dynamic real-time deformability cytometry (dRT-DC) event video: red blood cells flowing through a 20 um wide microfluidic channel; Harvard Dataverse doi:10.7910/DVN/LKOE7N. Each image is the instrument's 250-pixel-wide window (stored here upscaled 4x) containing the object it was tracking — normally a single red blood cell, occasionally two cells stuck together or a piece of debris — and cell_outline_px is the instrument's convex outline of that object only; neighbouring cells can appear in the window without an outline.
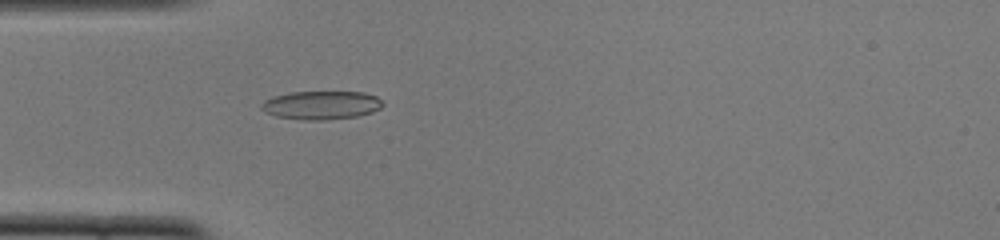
{"species": "common noctule bat (a hibernating species)", "species_latin": "Nyctalus noctula", "temperature_condition": "cold", "stored_images_in_passage": 40, "camera_frame_rate_fps": 3000, "um_per_image_px": 0.085, "animal": {"sex": "female", "body_mass_g": 22.0, "forearm_length_mm": 56.7}, "frame": {"image": 1, "passage_image": 4, "time_ms": 1.0, "image_size_px": [1000, 240], "cell_outline_px": [[384, 104], [380, 108], [372, 112], [356, 116], [324, 120], [304, 120], [276, 116], [264, 112], [260, 108], [260, 104], [264, 100], [272, 96], [288, 92], [364, 92], [376, 96], [384, 100]], "centroid_in_image_um": [27.29, 8.93], "position_along_channel_um": 57.7, "area_um2": 20.35}}
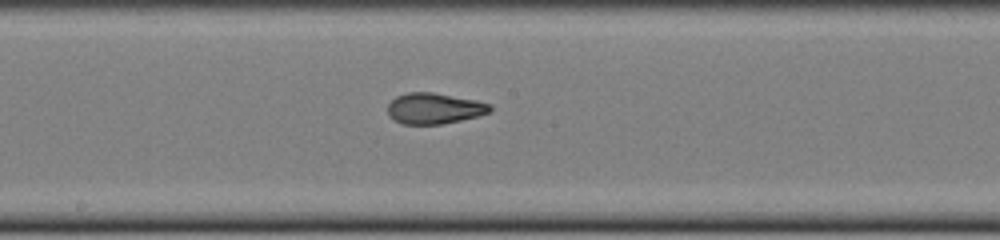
{"frame": {"image": 2, "passage_image": 16, "time_ms": 5.0, "image_size_px": [1000, 240], "cell_outline_px": [[492, 112], [480, 116], [440, 124], [400, 124], [392, 120], [388, 116], [388, 104], [396, 96], [408, 92], [432, 92], [476, 100], [492, 104]], "centroid_in_image_um": [36.92, 9.22], "position_along_channel_um": 211.3, "area_um2": 18.67}}
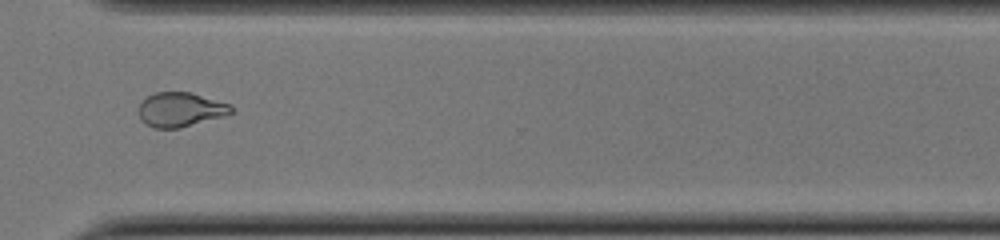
{"frame": {"image": 3, "passage_image": 27, "time_ms": 8.667, "image_size_px": [1000, 240], "cell_outline_px": [[232, 112], [224, 116], [180, 128], [152, 128], [140, 120], [136, 112], [140, 104], [148, 96], [156, 92], [192, 92], [232, 104]], "centroid_in_image_um": [15.32, 9.31], "position_along_channel_um": 355.3, "area_um2": 18.79}, "authors_computed_cell_mechanics": {"area_um2": 18.8139, "velocity_mm_per_s": 3.9102, "shape_relaxation_time_tau1_ms": 6.5743, "shape_relaxation_time_tau2_ms": 0.923, "deformation_change_tau1": 0.219, "deformation_change_tau2": 0.0744}}